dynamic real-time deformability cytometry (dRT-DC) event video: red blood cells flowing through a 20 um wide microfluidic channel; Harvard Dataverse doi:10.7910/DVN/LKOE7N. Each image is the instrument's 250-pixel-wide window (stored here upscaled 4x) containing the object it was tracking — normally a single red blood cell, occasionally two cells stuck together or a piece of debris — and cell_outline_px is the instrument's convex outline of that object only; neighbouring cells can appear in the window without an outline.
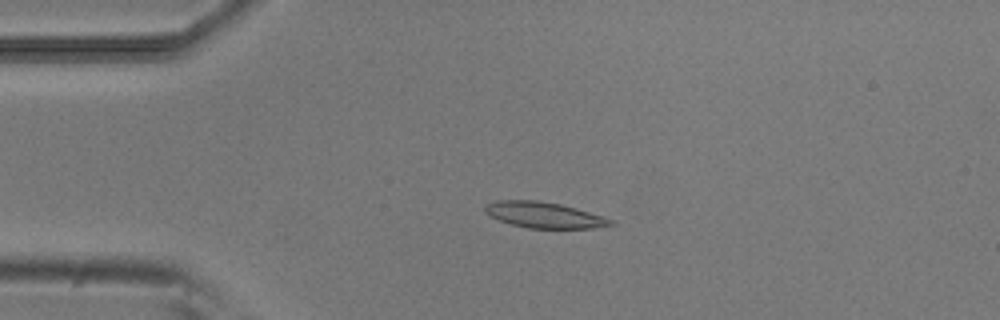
{"species": "common noctule bat (a hibernating species)", "species_latin": "Nyctalus noctula", "temperature_condition": "room temperature", "stored_images_in_passage": 42, "camera_frame_rate_fps": 3000, "um_per_image_px": 0.085, "animal": {"sex": "male", "body_mass_g": 20.5, "forearm_length_mm": 52.5}, "frame": {"image": 1, "passage_image": 1, "time_ms": 0.0, "image_size_px": [1000, 320], "cell_outline_px": [[616, 224], [592, 228], [528, 228], [512, 224], [500, 220], [484, 212], [484, 208], [488, 204], [496, 200], [536, 200], [560, 204], [576, 208], [604, 216], [612, 220]], "centroid_in_image_um": [46.27, 18.27], "position_along_channel_um": 38.7, "area_um2": 18.79}}
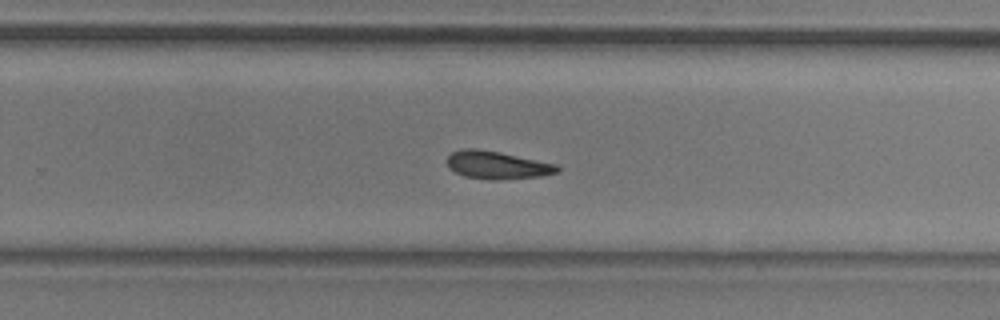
{"frame": {"image": 2, "passage_image": 23, "time_ms": 7.333, "image_size_px": [1000, 320], "cell_outline_px": [[560, 168], [556, 172], [540, 176], [500, 180], [492, 180], [464, 176], [448, 168], [448, 156], [452, 152], [464, 148], [476, 148], [500, 152], [556, 164]], "centroid_in_image_um": [42.23, 14.03], "position_along_channel_um": 287.6, "area_um2": 17.74}}
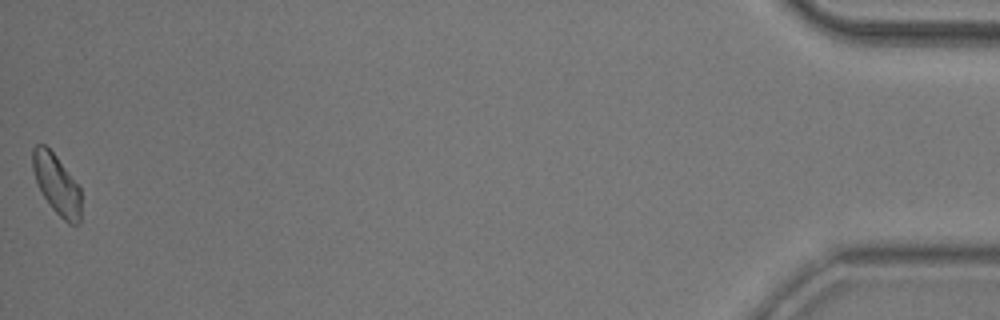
{"frame": {"image": 3, "passage_image": 42, "time_ms": 13.667, "image_size_px": [1000, 320], "cell_outline_px": [[80, 224], [68, 224], [52, 208], [44, 196], [36, 180], [32, 168], [32, 148], [36, 144], [44, 144], [56, 156], [80, 188]], "centroid_in_image_um": [4.81, 15.66], "position_along_channel_um": 430.4, "area_um2": 16.59}}